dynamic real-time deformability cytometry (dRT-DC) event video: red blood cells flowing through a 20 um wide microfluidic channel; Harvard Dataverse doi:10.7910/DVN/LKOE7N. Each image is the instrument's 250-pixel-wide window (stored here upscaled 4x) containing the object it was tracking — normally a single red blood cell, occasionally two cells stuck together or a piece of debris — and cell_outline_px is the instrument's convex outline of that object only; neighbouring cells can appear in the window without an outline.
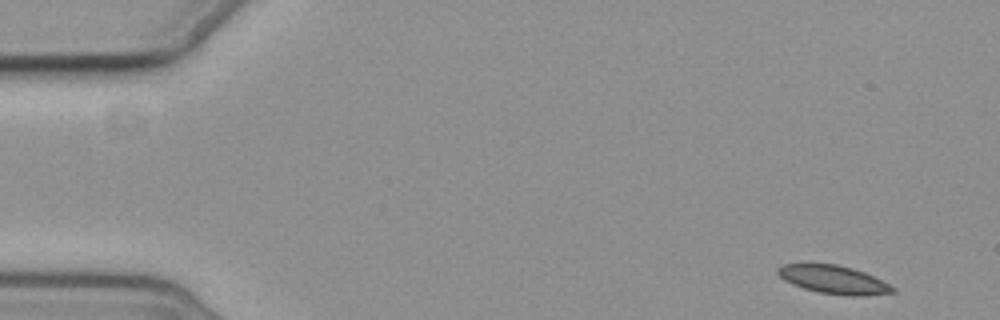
{"species": "common noctule bat (a hibernating species)", "species_latin": "Nyctalus noctula", "temperature_condition": "cold", "stored_images_in_passage": 5, "camera_frame_rate_fps": 3000, "um_per_image_px": 0.085, "animal": {"sex": "female", "body_mass_g": 19.3, "forearm_length_mm": 54.1}, "frame": {"image": 1, "passage_image": 5, "time_ms": 6.0, "image_size_px": [1000, 320], "cell_outline_px": [[896, 292], [864, 296], [848, 296], [820, 292], [804, 288], [792, 284], [784, 280], [776, 272], [776, 268], [784, 264], [836, 264], [852, 268], [864, 272], [896, 288]], "centroid_in_image_um": [70.85, 23.77], "position_along_channel_um": 14.1, "area_um2": 18.79}}